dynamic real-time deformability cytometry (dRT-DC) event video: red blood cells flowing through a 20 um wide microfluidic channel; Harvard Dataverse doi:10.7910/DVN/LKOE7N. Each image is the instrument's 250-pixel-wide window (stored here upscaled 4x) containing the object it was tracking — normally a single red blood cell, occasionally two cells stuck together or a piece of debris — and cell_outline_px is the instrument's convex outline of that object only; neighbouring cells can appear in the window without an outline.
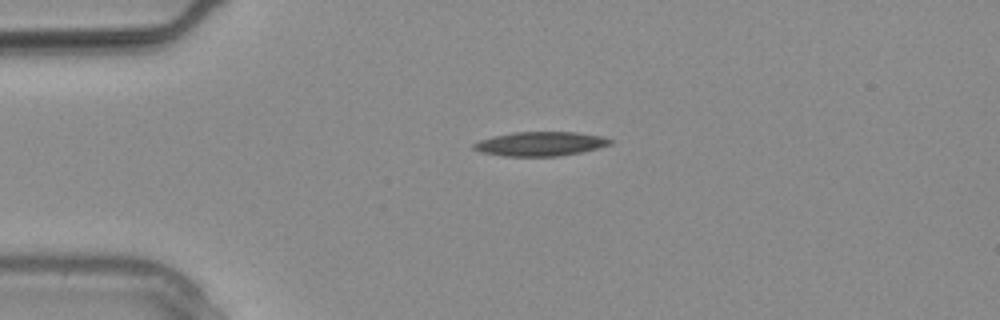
{"species": "common noctule bat (a hibernating species)", "species_latin": "Nyctalus noctula", "temperature_condition": "warm", "stored_images_in_passage": 15, "camera_frame_rate_fps": 3000, "um_per_image_px": 0.085, "animal": {"sex": "male", "body_mass_g": 20.4}, "frame": {"image": 1, "passage_image": 1, "time_ms": 0.0, "image_size_px": [1000, 320], "cell_outline_px": [[612, 144], [580, 152], [556, 156], [504, 156], [480, 152], [472, 148], [472, 144], [480, 140], [512, 132], [576, 132], [600, 136], [612, 140]], "centroid_in_image_um": [45.9, 12.22], "position_along_channel_um": 39.1, "area_um2": 19.02}}